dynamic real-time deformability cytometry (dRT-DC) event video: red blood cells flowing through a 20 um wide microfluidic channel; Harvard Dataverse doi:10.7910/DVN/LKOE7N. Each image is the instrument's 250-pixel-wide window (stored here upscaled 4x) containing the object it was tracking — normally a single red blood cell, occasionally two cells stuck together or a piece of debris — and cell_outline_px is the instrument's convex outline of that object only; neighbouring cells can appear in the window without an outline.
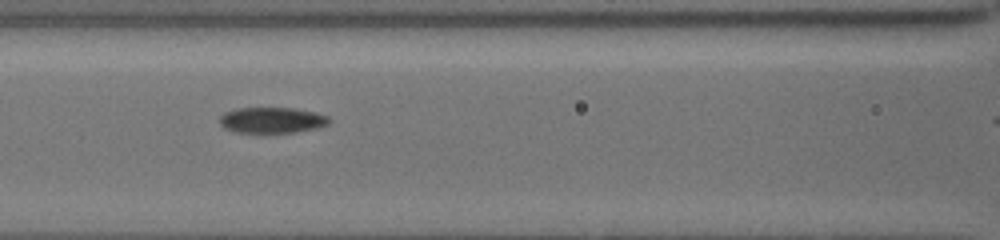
{"species": "common noctule bat (a hibernating species)", "species_latin": "Nyctalus noctula", "temperature_condition": "cold", "stored_images_in_passage": 7, "segment_of_instrument_passage": [1, 2], "camera_frame_rate_fps": 3000, "um_per_image_px": 0.085, "animal": {"sex": "female", "body_mass_g": 19.5, "forearm_length_mm": 54.1}, "frame": {"image": 1, "passage_image": 5, "time_ms": 3.667, "image_size_px": [1000, 240], "cell_outline_px": [[332, 120], [328, 124], [316, 128], [292, 132], [236, 132], [224, 128], [220, 124], [220, 116], [224, 112], [236, 108], [296, 108], [328, 116]], "centroid_in_image_um": [23.1, 10.2], "position_along_channel_um": 143.5, "area_um2": 16.36}}